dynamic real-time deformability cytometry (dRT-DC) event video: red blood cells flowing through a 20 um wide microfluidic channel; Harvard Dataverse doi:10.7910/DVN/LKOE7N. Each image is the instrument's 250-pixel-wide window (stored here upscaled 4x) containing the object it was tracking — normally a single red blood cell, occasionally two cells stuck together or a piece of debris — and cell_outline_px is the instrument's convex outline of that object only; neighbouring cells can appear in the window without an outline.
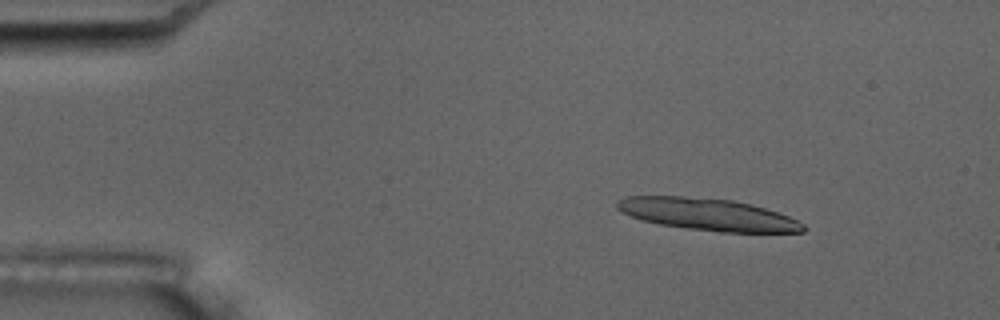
{"species": "common noctule bat (a hibernating species)", "species_latin": "Nyctalus noctula", "temperature_condition": "room temperature", "stored_images_in_passage": 5, "camera_frame_rate_fps": 3000, "um_per_image_px": 0.085, "animal": {"sex": "male", "body_mass_g": 17.5, "forearm_length_mm": 52.3}, "frame": {"image": 1, "passage_image": 2, "time_ms": 1.333, "image_size_px": [1000, 320], "cell_outline_px": [[804, 232], [720, 232], [688, 228], [660, 224], [644, 220], [620, 212], [616, 208], [616, 200], [624, 196], [684, 196], [732, 200], [752, 204], [788, 216], [804, 224]], "centroid_in_image_um": [60.12, 18.21], "position_along_channel_um": 24.9, "area_um2": 34.56}}